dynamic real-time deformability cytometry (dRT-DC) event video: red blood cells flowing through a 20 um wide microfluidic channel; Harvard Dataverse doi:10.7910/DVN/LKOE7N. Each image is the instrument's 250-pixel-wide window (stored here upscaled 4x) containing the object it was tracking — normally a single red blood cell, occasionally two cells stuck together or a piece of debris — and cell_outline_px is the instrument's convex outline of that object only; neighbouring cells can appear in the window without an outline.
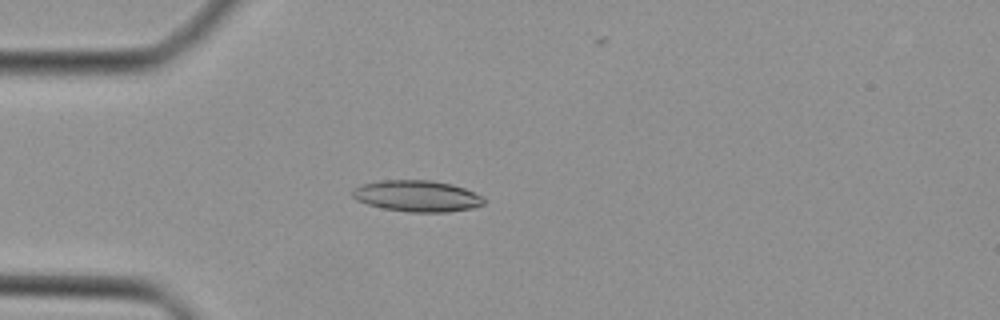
{"species": "Egyptian fruit bat (a non-hibernating species)", "species_latin": "Rousettus aegyptiacus", "temperature_condition": "cold", "stored_images_in_passage": 46, "camera_frame_rate_fps": 3000, "um_per_image_px": 0.085, "animal": {"sex": "female"}, "frame": {"image": 1, "passage_image": 13, "time_ms": 4.0, "image_size_px": [1000, 320], "cell_outline_px": [[488, 200], [484, 204], [472, 208], [444, 212], [408, 212], [384, 208], [368, 204], [356, 200], [352, 196], [352, 188], [360, 184], [384, 180], [432, 180], [452, 184], [464, 188]], "centroid_in_image_um": [35.43, 16.65], "position_along_channel_um": 49.6, "area_um2": 23.99}}
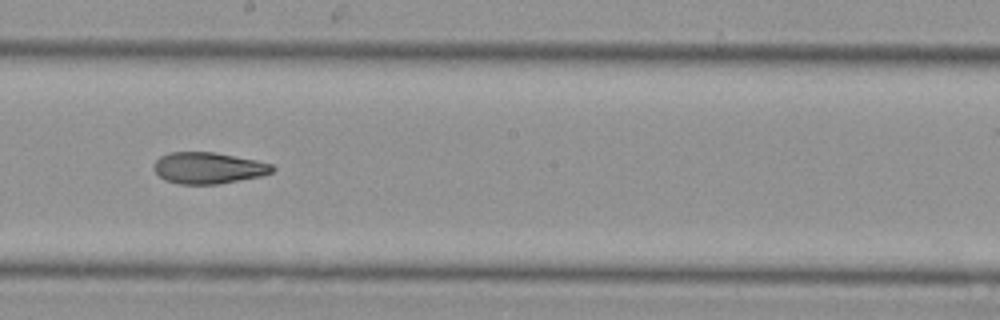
{"frame": {"image": 2, "passage_image": 26, "time_ms": 8.333, "image_size_px": [1000, 320], "cell_outline_px": [[276, 168], [272, 172], [260, 176], [220, 184], [180, 184], [164, 180], [152, 168], [152, 164], [160, 156], [168, 152], [216, 152], [256, 160], [272, 164]], "centroid_in_image_um": [17.68, 14.27], "position_along_channel_um": 230.5, "area_um2": 21.85}}
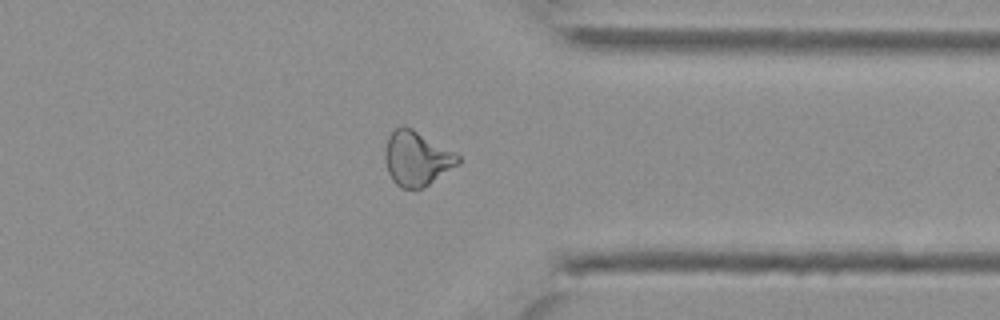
{"frame": {"image": 3, "passage_image": 36, "time_ms": 11.667, "image_size_px": [1000, 320], "cell_outline_px": [[460, 164], [416, 192], [400, 188], [392, 180], [388, 172], [384, 160], [384, 152], [388, 136], [400, 124], [412, 128], [456, 152], [460, 156]], "centroid_in_image_um": [35.42, 13.49], "position_along_channel_um": 376.0, "area_um2": 23.76}}